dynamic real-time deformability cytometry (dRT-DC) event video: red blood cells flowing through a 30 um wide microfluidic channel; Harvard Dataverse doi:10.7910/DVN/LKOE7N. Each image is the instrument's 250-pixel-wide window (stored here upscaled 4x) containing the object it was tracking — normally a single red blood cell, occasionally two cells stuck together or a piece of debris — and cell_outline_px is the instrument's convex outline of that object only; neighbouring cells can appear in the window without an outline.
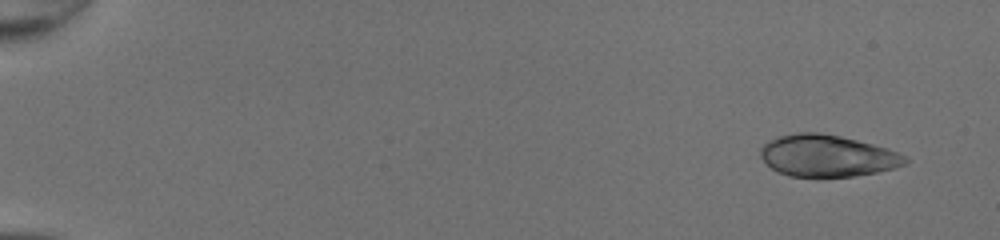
{"species": "common noctule bat (a hibernating species)", "species_latin": "Nyctalus noctula", "temperature_condition": "room temperature", "stored_images_in_passage": 20, "camera_frame_rate_fps": 3000, "um_per_image_px": 0.085, "animal": {"sex": "female", "body_mass_g": 20.0, "forearm_length_mm": 54.0}, "frame": {"image": 1, "passage_image": 4, "time_ms": 1.0, "image_size_px": [1000, 240], "cell_outline_px": [[908, 164], [896, 168], [876, 172], [852, 176], [788, 176], [776, 172], [760, 156], [760, 148], [768, 140], [776, 136], [796, 132], [820, 132], [840, 136], [888, 148], [908, 156]], "centroid_in_image_um": [70.32, 13.23], "position_along_channel_um": 14.7, "area_um2": 35.43}}